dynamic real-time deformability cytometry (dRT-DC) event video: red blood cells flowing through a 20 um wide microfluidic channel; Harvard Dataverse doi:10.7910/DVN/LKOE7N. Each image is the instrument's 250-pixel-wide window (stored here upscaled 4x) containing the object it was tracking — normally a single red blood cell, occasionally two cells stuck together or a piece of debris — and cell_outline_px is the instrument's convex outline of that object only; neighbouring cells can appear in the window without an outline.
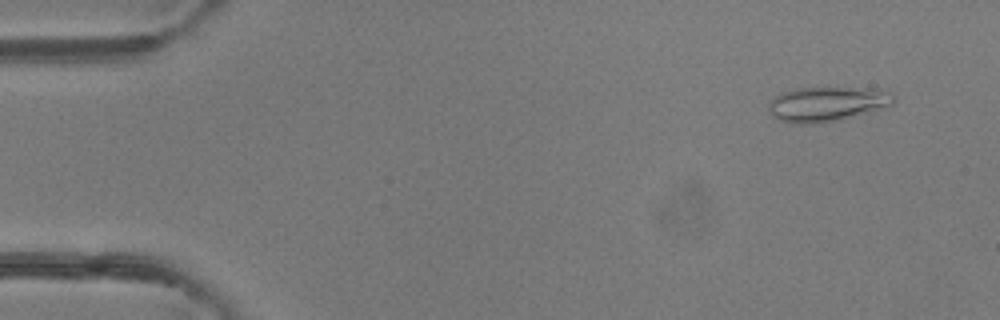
{"species": "common noctule bat (a hibernating species)", "species_latin": "Nyctalus noctula", "temperature_condition": "room temperature", "stored_images_in_passage": 6, "camera_frame_rate_fps": 3000, "um_per_image_px": 0.085, "animal": {"sex": "female"}, "frame": {"image": 1, "passage_image": 2, "time_ms": 0.333, "image_size_px": [1000, 320], "cell_outline_px": [[896, 100], [892, 104], [836, 120], [820, 124], [796, 124], [780, 120], [772, 116], [768, 108], [768, 104], [780, 92], [800, 88], [840, 88], [892, 92], [896, 96]], "centroid_in_image_um": [70.2, 8.86], "position_along_channel_um": 14.8, "area_um2": 24.57}}